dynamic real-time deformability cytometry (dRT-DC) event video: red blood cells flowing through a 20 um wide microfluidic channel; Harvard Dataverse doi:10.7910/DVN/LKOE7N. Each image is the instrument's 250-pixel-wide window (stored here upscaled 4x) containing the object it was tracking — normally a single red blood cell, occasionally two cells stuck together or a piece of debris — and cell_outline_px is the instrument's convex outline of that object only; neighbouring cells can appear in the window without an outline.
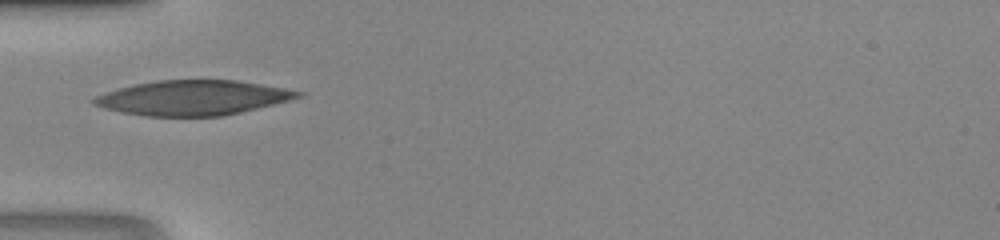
{"species": "human", "species_latin": "Homo sapiens", "temperature_condition": "room temperature", "stored_images_in_passage": 30, "camera_frame_rate_fps": 3000, "um_per_image_px": 0.085, "donor": {"sex": "male"}, "frame": {"image": 1, "passage_image": 1, "time_ms": 0.0, "image_size_px": [1000, 240], "cell_outline_px": [[304, 96], [240, 112], [220, 116], [144, 116], [104, 108], [92, 104], [88, 100], [96, 96], [120, 88], [136, 84], [156, 80], [236, 80], [284, 88], [304, 92]], "centroid_in_image_um": [16.37, 8.31], "position_along_channel_um": 68.6, "area_um2": 40.98}}